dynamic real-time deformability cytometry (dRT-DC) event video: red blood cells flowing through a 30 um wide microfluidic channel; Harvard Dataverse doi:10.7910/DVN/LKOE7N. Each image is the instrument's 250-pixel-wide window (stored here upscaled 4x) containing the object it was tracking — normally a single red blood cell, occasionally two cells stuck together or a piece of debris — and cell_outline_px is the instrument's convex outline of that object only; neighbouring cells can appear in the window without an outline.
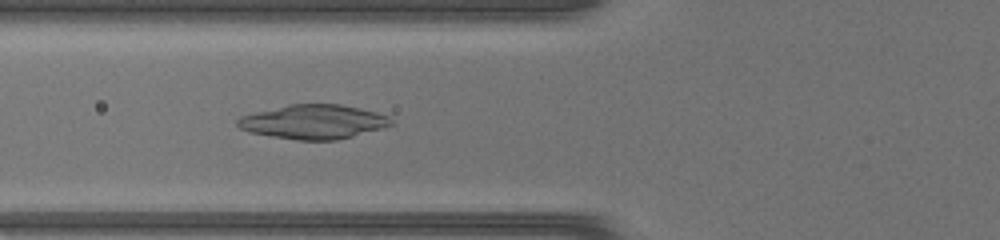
{"species": "common noctule bat (a hibernating species)", "species_latin": "Nyctalus noctula", "temperature_condition": "warm", "stored_images_in_passage": 50, "camera_frame_rate_fps": 3000, "um_per_image_px": 0.085, "animal": {"sex": "female", "body_mass_g": 17.0, "forearm_length_mm": 48.0}, "frame": {"image": 1, "passage_image": 21, "time_ms": 6.667, "image_size_px": [1000, 240], "cell_outline_px": [[396, 124], [384, 128], [336, 140], [296, 140], [248, 132], [240, 128], [236, 124], [236, 120], [240, 116], [288, 104], [340, 104], [360, 108], [376, 112], [388, 116]], "centroid_in_image_um": [26.66, 10.35], "position_along_channel_um": 99.1, "area_um2": 30.69}}
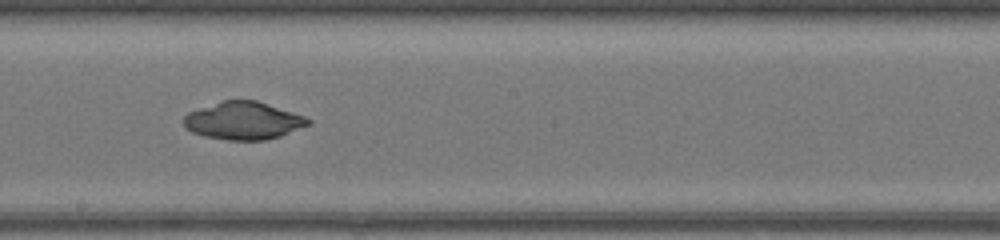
{"frame": {"image": 2, "passage_image": 30, "time_ms": 9.667, "image_size_px": [1000, 240], "cell_outline_px": [[312, 124], [280, 136], [264, 140], [228, 140], [204, 136], [192, 132], [184, 124], [184, 116], [188, 112], [224, 100], [256, 100], [304, 116], [312, 120]], "centroid_in_image_um": [20.71, 10.26], "position_along_channel_um": 227.5, "area_um2": 27.11}}
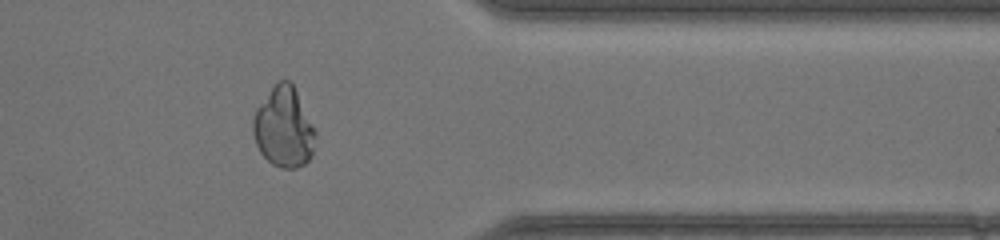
{"frame": {"image": 3, "passage_image": 42, "time_ms": 13.667, "image_size_px": [1000, 240], "cell_outline_px": [[316, 132], [312, 156], [304, 164], [296, 168], [280, 168], [272, 164], [260, 152], [256, 144], [252, 132], [252, 120], [256, 108], [276, 80], [288, 80], [292, 84]], "centroid_in_image_um": [24.09, 10.83], "position_along_channel_um": 387.3, "area_um2": 29.07}, "authors_computed_cell_mechanics": {"area_um2": 29.3335, "velocity_mm_per_s": 4.2688, "shape_relaxation_time_tau1_ms": null, "shape_relaxation_time_tau2_ms": 3.2008, "deformation_change_tau1": null, "deformation_change_tau2": 0.0279}}